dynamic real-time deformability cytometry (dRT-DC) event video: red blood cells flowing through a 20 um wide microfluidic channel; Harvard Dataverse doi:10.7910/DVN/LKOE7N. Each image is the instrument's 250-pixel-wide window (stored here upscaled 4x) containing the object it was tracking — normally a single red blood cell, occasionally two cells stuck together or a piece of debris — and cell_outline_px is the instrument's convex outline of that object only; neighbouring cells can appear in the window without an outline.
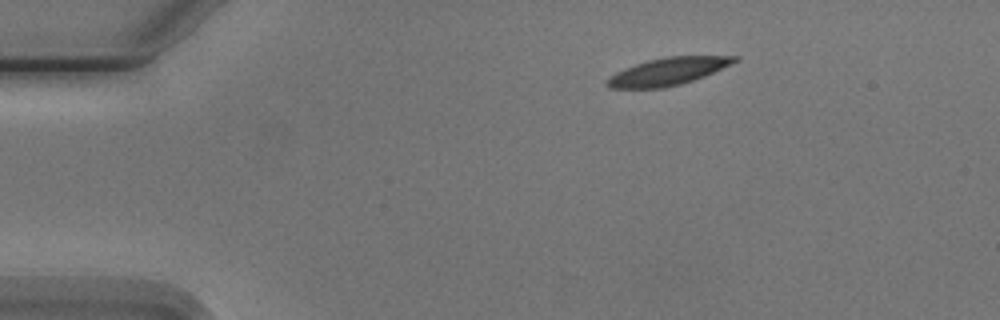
{"species": "Egyptian fruit bat (a non-hibernating species)", "species_latin": "Rousettus aegyptiacus", "temperature_condition": "cold", "stored_images_in_passage": 3, "camera_frame_rate_fps": 3000, "um_per_image_px": 0.085, "animal": {"sex": "male"}, "frame": {"image": 1, "passage_image": 1, "time_ms": 0.0, "image_size_px": [1000, 320], "cell_outline_px": [[740, 60], [732, 64], [704, 76], [680, 84], [664, 88], [608, 88], [604, 84], [604, 80], [608, 76], [624, 68], [648, 60], [668, 56], [740, 56]], "centroid_in_image_um": [56.74, 6.07], "position_along_channel_um": 28.3, "area_um2": 20.46}}